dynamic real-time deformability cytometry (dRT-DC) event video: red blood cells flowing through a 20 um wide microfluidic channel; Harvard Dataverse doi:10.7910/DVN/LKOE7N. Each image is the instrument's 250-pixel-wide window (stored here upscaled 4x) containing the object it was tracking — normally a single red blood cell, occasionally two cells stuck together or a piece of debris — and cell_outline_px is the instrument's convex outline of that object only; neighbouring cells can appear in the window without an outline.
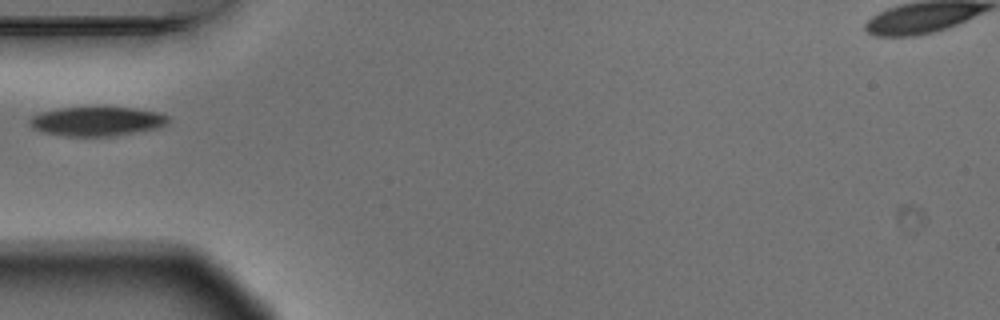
{"species": "Egyptian fruit bat (a non-hibernating species)", "species_latin": "Rousettus aegyptiacus", "temperature_condition": "warm", "stored_images_in_passage": 4, "camera_frame_rate_fps": 3000, "um_per_image_px": 0.085, "animal": {"sex": "male"}, "frame": {"image": 1, "passage_image": 4, "time_ms": 1.0, "image_size_px": [1000, 320], "cell_outline_px": [[168, 124], [156, 128], [108, 136], [68, 136], [40, 132], [32, 128], [28, 124], [28, 120], [32, 116], [40, 112], [60, 108], [132, 108], [156, 112], [168, 116]], "centroid_in_image_um": [8.15, 10.32], "position_along_channel_um": 76.8, "area_um2": 23.24}}